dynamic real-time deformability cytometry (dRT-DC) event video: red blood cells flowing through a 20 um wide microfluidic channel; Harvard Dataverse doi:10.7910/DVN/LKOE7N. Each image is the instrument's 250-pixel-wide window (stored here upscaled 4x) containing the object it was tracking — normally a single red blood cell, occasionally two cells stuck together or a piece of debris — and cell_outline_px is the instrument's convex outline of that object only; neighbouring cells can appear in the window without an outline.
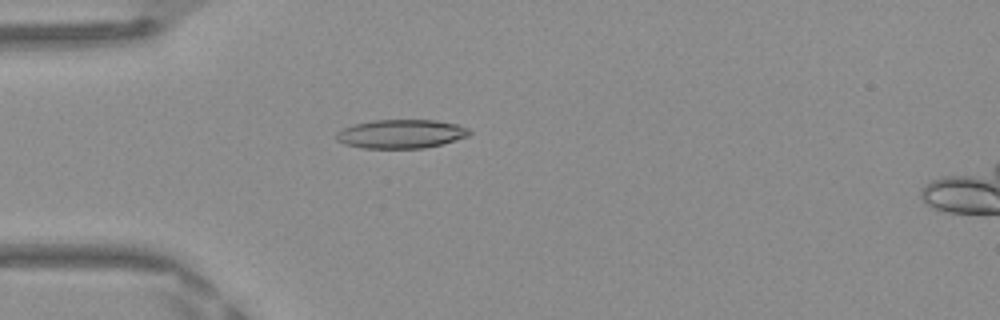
{"species": "Egyptian fruit bat (a non-hibernating species)", "species_latin": "Rousettus aegyptiacus", "temperature_condition": "warm", "stored_images_in_passage": 36, "camera_frame_rate_fps": 3000, "um_per_image_px": 0.085, "frame": {"image": 1, "passage_image": 2, "time_ms": 0.333, "image_size_px": [1000, 320], "cell_outline_px": [[472, 132], [468, 136], [456, 140], [424, 148], [364, 148], [344, 144], [336, 140], [336, 132], [352, 124], [372, 120], [436, 120], [456, 124], [468, 128]], "centroid_in_image_um": [34.07, 11.37], "position_along_channel_um": 50.9, "area_um2": 22.37}}
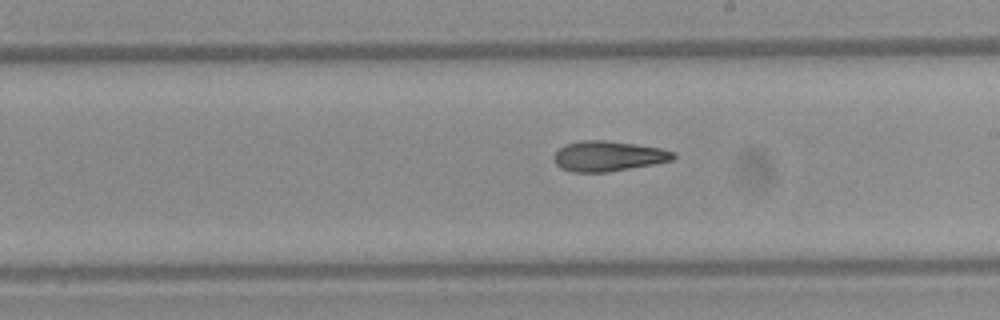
{"frame": {"image": 2, "passage_image": 16, "time_ms": 5.0, "image_size_px": [1000, 320], "cell_outline_px": [[676, 156], [672, 160], [652, 164], [608, 172], [572, 172], [560, 168], [556, 164], [552, 156], [564, 144], [580, 140], [604, 140], [636, 144], [660, 148], [672, 152]], "centroid_in_image_um": [51.64, 13.26], "position_along_channel_um": 237.4, "area_um2": 20.98}}
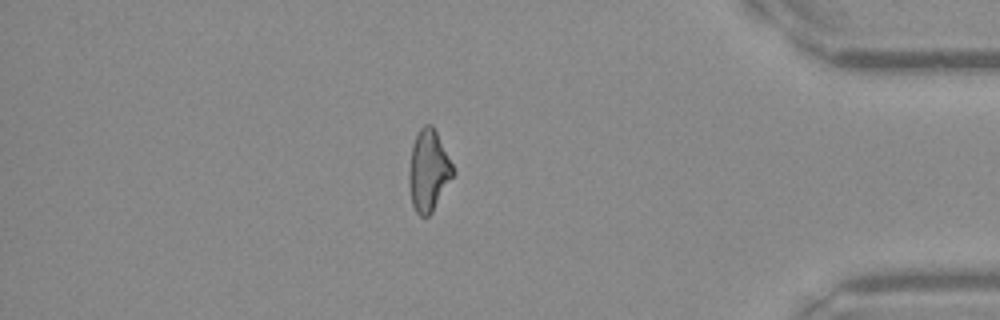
{"frame": {"image": 3, "passage_image": 30, "time_ms": 9.667, "image_size_px": [1000, 320], "cell_outline_px": [[456, 172], [432, 212], [428, 216], [420, 216], [416, 212], [412, 204], [408, 180], [408, 176], [412, 144], [420, 128], [424, 124], [432, 124]], "centroid_in_image_um": [36.42, 14.51], "position_along_channel_um": 398.8, "area_um2": 20.75}, "authors_computed_cell_mechanics": {"area_um2": 21.097, "velocity_mm_per_s": 4.2095, "shape_relaxation_time_tau1_ms": null, "shape_relaxation_time_tau2_ms": 3.4837, "deformation_change_tau1": null, "deformation_change_tau2": 0.1358}}